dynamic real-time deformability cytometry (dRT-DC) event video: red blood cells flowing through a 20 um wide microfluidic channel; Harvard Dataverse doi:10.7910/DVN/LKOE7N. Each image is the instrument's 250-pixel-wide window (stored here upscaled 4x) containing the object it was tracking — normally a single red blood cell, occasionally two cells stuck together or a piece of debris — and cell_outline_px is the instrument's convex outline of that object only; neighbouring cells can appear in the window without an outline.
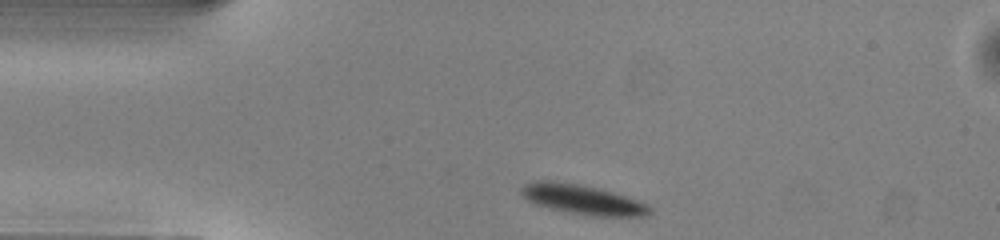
{"species": "common noctule bat (a hibernating species)", "species_latin": "Nyctalus noctula", "temperature_condition": "warm", "stored_images_in_passage": 41, "camera_frame_rate_fps": 3000, "um_per_image_px": 0.085, "animal": {"sex": "male", "body_mass_g": 13.0, "forearm_length_mm": 53.1}, "frame": {"image": 1, "passage_image": 1, "time_ms": 0.0, "image_size_px": [1000, 240], "cell_outline_px": [[652, 212], [648, 216], [592, 216], [548, 208], [532, 204], [520, 192], [520, 188], [524, 184], [532, 180], [552, 180], [576, 184], [596, 188], [612, 192], [636, 200], [652, 208]], "centroid_in_image_um": [49.45, 16.96], "position_along_channel_um": 35.6, "area_um2": 22.08}}
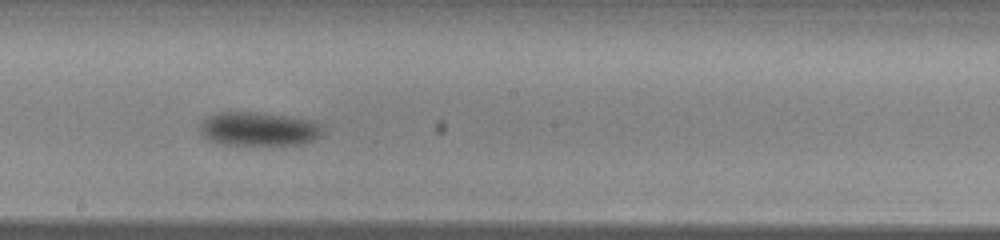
{"frame": {"image": 2, "passage_image": 18, "time_ms": 5.667, "image_size_px": [1000, 240], "cell_outline_px": [[324, 132], [320, 136], [312, 140], [300, 144], [216, 144], [208, 140], [200, 132], [200, 124], [204, 120], [216, 112], [256, 112], [312, 120], [320, 124], [324, 128]], "centroid_in_image_um": [21.98, 10.96], "position_along_channel_um": 226.2, "area_um2": 24.04}}
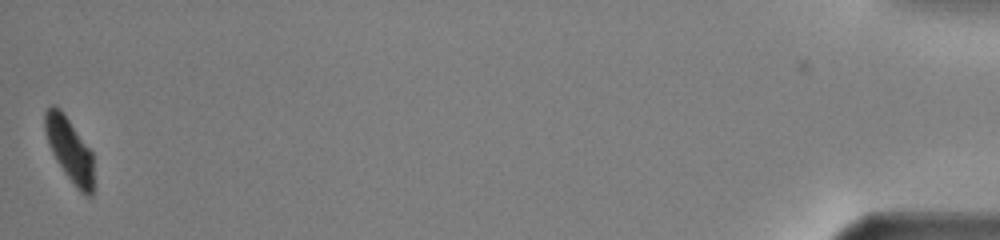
{"frame": {"image": 3, "passage_image": 41, "time_ms": 13.333, "image_size_px": [1000, 240], "cell_outline_px": [[92, 196], [84, 196], [76, 188], [64, 172], [56, 160], [48, 144], [44, 128], [44, 112], [52, 104], [56, 104], [60, 108], [92, 152]], "centroid_in_image_um": [5.88, 12.7], "position_along_channel_um": 429.3, "area_um2": 17.98}, "authors_computed_cell_mechanics": {"area_um2": 23.0622, "velocity_mm_per_s": 3.9926, "shape_relaxation_time_tau1_ms": 1.468, "shape_relaxation_time_tau2_ms": null, "deformation_change_tau1": 0.094, "deformation_change_tau2": null}}